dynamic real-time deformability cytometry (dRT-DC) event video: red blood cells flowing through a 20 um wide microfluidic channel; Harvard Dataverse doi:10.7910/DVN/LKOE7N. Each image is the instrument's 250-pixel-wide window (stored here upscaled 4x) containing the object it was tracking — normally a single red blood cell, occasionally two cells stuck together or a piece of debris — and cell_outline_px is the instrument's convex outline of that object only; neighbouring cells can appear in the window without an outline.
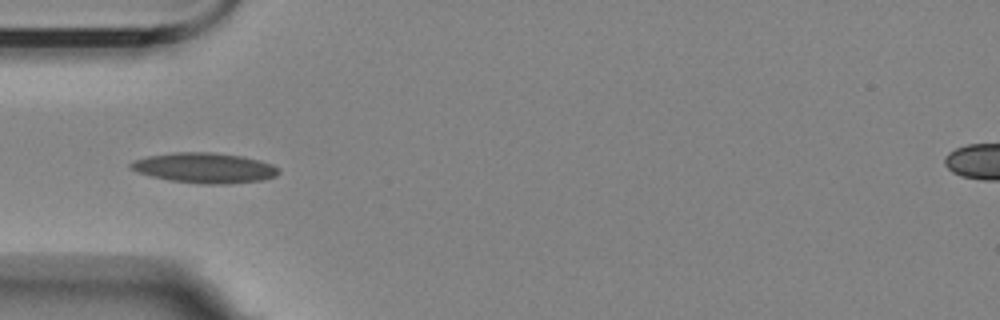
{"species": "Egyptian fruit bat (a non-hibernating species)", "species_latin": "Rousettus aegyptiacus", "temperature_condition": "room temperature", "stored_images_in_passage": 6, "camera_frame_rate_fps": 3000, "um_per_image_px": 0.085, "animal": {"sex": "female"}, "frame": {"image": 1, "passage_image": 4, "time_ms": 4.667, "image_size_px": [1000, 320], "cell_outline_px": [[280, 172], [276, 176], [260, 180], [228, 184], [204, 184], [168, 180], [152, 176], [140, 172], [132, 168], [128, 164], [136, 160], [148, 156], [172, 152], [212, 152], [244, 156], [260, 160], [272, 164]], "centroid_in_image_um": [17.42, 14.26], "position_along_channel_um": 67.6, "area_um2": 25.89}}
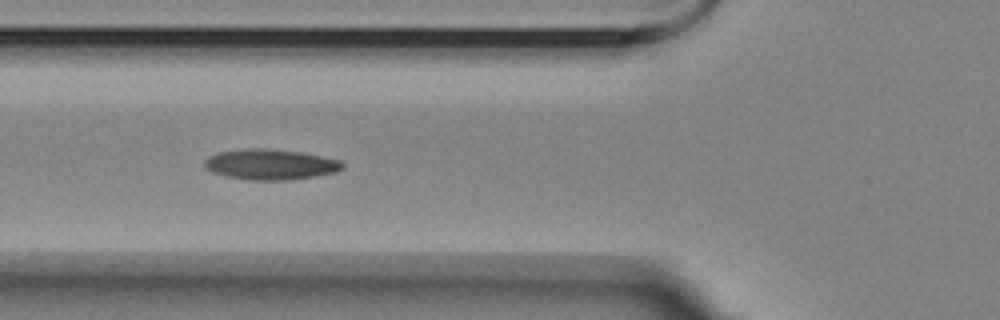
{"frame": {"image": 2, "passage_image": 5, "time_ms": 5.667, "image_size_px": [1000, 320], "cell_outline_px": [[344, 168], [336, 172], [288, 180], [248, 180], [224, 176], [212, 172], [204, 168], [204, 160], [208, 156], [220, 152], [252, 148], [260, 148], [300, 152], [340, 160], [344, 164]], "centroid_in_image_um": [22.95, 13.98], "position_along_channel_um": 102.8, "area_um2": 24.39}}
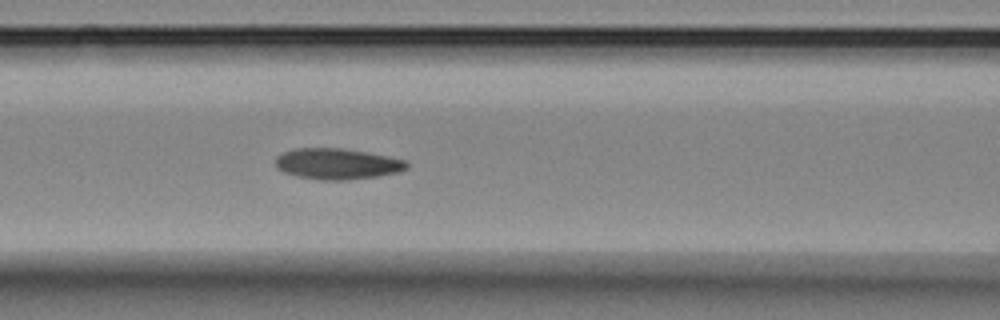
{"frame": {"image": 3, "passage_image": 6, "time_ms": 6.667, "image_size_px": [1000, 320], "cell_outline_px": [[408, 168], [400, 172], [376, 176], [348, 180], [320, 180], [296, 176], [284, 172], [276, 168], [276, 156], [292, 148], [344, 148], [404, 160], [408, 164]], "centroid_in_image_um": [28.62, 13.93], "position_along_channel_um": 138.0, "area_um2": 23.58}}